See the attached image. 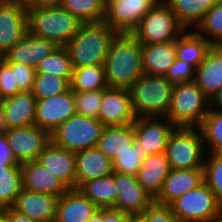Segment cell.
Listing matches in <instances>:
<instances>
[{
    "label": "cell",
    "instance_id": "obj_1",
    "mask_svg": "<svg viewBox=\"0 0 222 222\" xmlns=\"http://www.w3.org/2000/svg\"><path fill=\"white\" fill-rule=\"evenodd\" d=\"M108 86L129 88L144 73L142 44L131 33H118L104 62Z\"/></svg>",
    "mask_w": 222,
    "mask_h": 222
},
{
    "label": "cell",
    "instance_id": "obj_2",
    "mask_svg": "<svg viewBox=\"0 0 222 222\" xmlns=\"http://www.w3.org/2000/svg\"><path fill=\"white\" fill-rule=\"evenodd\" d=\"M117 34L105 21L82 23L77 34L64 46L69 52L73 69L91 65L104 66Z\"/></svg>",
    "mask_w": 222,
    "mask_h": 222
},
{
    "label": "cell",
    "instance_id": "obj_3",
    "mask_svg": "<svg viewBox=\"0 0 222 222\" xmlns=\"http://www.w3.org/2000/svg\"><path fill=\"white\" fill-rule=\"evenodd\" d=\"M81 22L62 7H27L28 33L64 47L78 32Z\"/></svg>",
    "mask_w": 222,
    "mask_h": 222
},
{
    "label": "cell",
    "instance_id": "obj_4",
    "mask_svg": "<svg viewBox=\"0 0 222 222\" xmlns=\"http://www.w3.org/2000/svg\"><path fill=\"white\" fill-rule=\"evenodd\" d=\"M174 84L164 76L143 74L129 88L132 108L138 117H166Z\"/></svg>",
    "mask_w": 222,
    "mask_h": 222
},
{
    "label": "cell",
    "instance_id": "obj_5",
    "mask_svg": "<svg viewBox=\"0 0 222 222\" xmlns=\"http://www.w3.org/2000/svg\"><path fill=\"white\" fill-rule=\"evenodd\" d=\"M206 105L210 100L194 81L174 84L166 118L175 127H198L210 109Z\"/></svg>",
    "mask_w": 222,
    "mask_h": 222
},
{
    "label": "cell",
    "instance_id": "obj_6",
    "mask_svg": "<svg viewBox=\"0 0 222 222\" xmlns=\"http://www.w3.org/2000/svg\"><path fill=\"white\" fill-rule=\"evenodd\" d=\"M204 150L198 127H175L168 137L165 154L171 169L204 168Z\"/></svg>",
    "mask_w": 222,
    "mask_h": 222
},
{
    "label": "cell",
    "instance_id": "obj_7",
    "mask_svg": "<svg viewBox=\"0 0 222 222\" xmlns=\"http://www.w3.org/2000/svg\"><path fill=\"white\" fill-rule=\"evenodd\" d=\"M186 29L168 5L159 0L131 33L142 45L175 41Z\"/></svg>",
    "mask_w": 222,
    "mask_h": 222
},
{
    "label": "cell",
    "instance_id": "obj_8",
    "mask_svg": "<svg viewBox=\"0 0 222 222\" xmlns=\"http://www.w3.org/2000/svg\"><path fill=\"white\" fill-rule=\"evenodd\" d=\"M180 222H213L222 218V203L204 181L170 205Z\"/></svg>",
    "mask_w": 222,
    "mask_h": 222
},
{
    "label": "cell",
    "instance_id": "obj_9",
    "mask_svg": "<svg viewBox=\"0 0 222 222\" xmlns=\"http://www.w3.org/2000/svg\"><path fill=\"white\" fill-rule=\"evenodd\" d=\"M104 127L98 119L74 114L50 134L51 142L72 152L97 147Z\"/></svg>",
    "mask_w": 222,
    "mask_h": 222
},
{
    "label": "cell",
    "instance_id": "obj_10",
    "mask_svg": "<svg viewBox=\"0 0 222 222\" xmlns=\"http://www.w3.org/2000/svg\"><path fill=\"white\" fill-rule=\"evenodd\" d=\"M5 137L14 159L21 164L37 160L39 154L50 143V134L36 125L5 130Z\"/></svg>",
    "mask_w": 222,
    "mask_h": 222
},
{
    "label": "cell",
    "instance_id": "obj_11",
    "mask_svg": "<svg viewBox=\"0 0 222 222\" xmlns=\"http://www.w3.org/2000/svg\"><path fill=\"white\" fill-rule=\"evenodd\" d=\"M159 0H109L105 22L117 33H132Z\"/></svg>",
    "mask_w": 222,
    "mask_h": 222
},
{
    "label": "cell",
    "instance_id": "obj_12",
    "mask_svg": "<svg viewBox=\"0 0 222 222\" xmlns=\"http://www.w3.org/2000/svg\"><path fill=\"white\" fill-rule=\"evenodd\" d=\"M74 114H76L75 98L74 92L70 89L65 93L37 100L35 125L51 134Z\"/></svg>",
    "mask_w": 222,
    "mask_h": 222
},
{
    "label": "cell",
    "instance_id": "obj_13",
    "mask_svg": "<svg viewBox=\"0 0 222 222\" xmlns=\"http://www.w3.org/2000/svg\"><path fill=\"white\" fill-rule=\"evenodd\" d=\"M133 125L135 144L146 155L165 153L168 137L175 128L166 117H138Z\"/></svg>",
    "mask_w": 222,
    "mask_h": 222
},
{
    "label": "cell",
    "instance_id": "obj_14",
    "mask_svg": "<svg viewBox=\"0 0 222 222\" xmlns=\"http://www.w3.org/2000/svg\"><path fill=\"white\" fill-rule=\"evenodd\" d=\"M27 33V6L14 0L0 2V56Z\"/></svg>",
    "mask_w": 222,
    "mask_h": 222
},
{
    "label": "cell",
    "instance_id": "obj_15",
    "mask_svg": "<svg viewBox=\"0 0 222 222\" xmlns=\"http://www.w3.org/2000/svg\"><path fill=\"white\" fill-rule=\"evenodd\" d=\"M136 119L127 88L108 86L103 89L98 120L104 126L127 125Z\"/></svg>",
    "mask_w": 222,
    "mask_h": 222
},
{
    "label": "cell",
    "instance_id": "obj_16",
    "mask_svg": "<svg viewBox=\"0 0 222 222\" xmlns=\"http://www.w3.org/2000/svg\"><path fill=\"white\" fill-rule=\"evenodd\" d=\"M117 198L112 208L133 215L142 214L154 199L138 183L137 177L114 172Z\"/></svg>",
    "mask_w": 222,
    "mask_h": 222
},
{
    "label": "cell",
    "instance_id": "obj_17",
    "mask_svg": "<svg viewBox=\"0 0 222 222\" xmlns=\"http://www.w3.org/2000/svg\"><path fill=\"white\" fill-rule=\"evenodd\" d=\"M59 197L23 189L17 195L13 209L37 222H55Z\"/></svg>",
    "mask_w": 222,
    "mask_h": 222
},
{
    "label": "cell",
    "instance_id": "obj_18",
    "mask_svg": "<svg viewBox=\"0 0 222 222\" xmlns=\"http://www.w3.org/2000/svg\"><path fill=\"white\" fill-rule=\"evenodd\" d=\"M204 182V168L171 169L154 202L170 206L186 192Z\"/></svg>",
    "mask_w": 222,
    "mask_h": 222
},
{
    "label": "cell",
    "instance_id": "obj_19",
    "mask_svg": "<svg viewBox=\"0 0 222 222\" xmlns=\"http://www.w3.org/2000/svg\"><path fill=\"white\" fill-rule=\"evenodd\" d=\"M22 188L62 196L69 188L46 169L38 160L27 161L20 164Z\"/></svg>",
    "mask_w": 222,
    "mask_h": 222
},
{
    "label": "cell",
    "instance_id": "obj_20",
    "mask_svg": "<svg viewBox=\"0 0 222 222\" xmlns=\"http://www.w3.org/2000/svg\"><path fill=\"white\" fill-rule=\"evenodd\" d=\"M57 48L58 46L53 41L27 33L2 58L7 62L24 64L35 69L45 57Z\"/></svg>",
    "mask_w": 222,
    "mask_h": 222
},
{
    "label": "cell",
    "instance_id": "obj_21",
    "mask_svg": "<svg viewBox=\"0 0 222 222\" xmlns=\"http://www.w3.org/2000/svg\"><path fill=\"white\" fill-rule=\"evenodd\" d=\"M37 160L69 189H76L75 152L58 147L50 141Z\"/></svg>",
    "mask_w": 222,
    "mask_h": 222
},
{
    "label": "cell",
    "instance_id": "obj_22",
    "mask_svg": "<svg viewBox=\"0 0 222 222\" xmlns=\"http://www.w3.org/2000/svg\"><path fill=\"white\" fill-rule=\"evenodd\" d=\"M37 99L32 92H20L3 99V125L5 130L35 125Z\"/></svg>",
    "mask_w": 222,
    "mask_h": 222
},
{
    "label": "cell",
    "instance_id": "obj_23",
    "mask_svg": "<svg viewBox=\"0 0 222 222\" xmlns=\"http://www.w3.org/2000/svg\"><path fill=\"white\" fill-rule=\"evenodd\" d=\"M76 157V189L89 180L111 175L113 161L105 156L97 147L75 152Z\"/></svg>",
    "mask_w": 222,
    "mask_h": 222
},
{
    "label": "cell",
    "instance_id": "obj_24",
    "mask_svg": "<svg viewBox=\"0 0 222 222\" xmlns=\"http://www.w3.org/2000/svg\"><path fill=\"white\" fill-rule=\"evenodd\" d=\"M194 82L209 98L222 88V45H212L195 70Z\"/></svg>",
    "mask_w": 222,
    "mask_h": 222
},
{
    "label": "cell",
    "instance_id": "obj_25",
    "mask_svg": "<svg viewBox=\"0 0 222 222\" xmlns=\"http://www.w3.org/2000/svg\"><path fill=\"white\" fill-rule=\"evenodd\" d=\"M171 171L165 153L147 155L137 172L139 185L155 199Z\"/></svg>",
    "mask_w": 222,
    "mask_h": 222
},
{
    "label": "cell",
    "instance_id": "obj_26",
    "mask_svg": "<svg viewBox=\"0 0 222 222\" xmlns=\"http://www.w3.org/2000/svg\"><path fill=\"white\" fill-rule=\"evenodd\" d=\"M99 209L78 189H69L59 197L55 222H87Z\"/></svg>",
    "mask_w": 222,
    "mask_h": 222
},
{
    "label": "cell",
    "instance_id": "obj_27",
    "mask_svg": "<svg viewBox=\"0 0 222 222\" xmlns=\"http://www.w3.org/2000/svg\"><path fill=\"white\" fill-rule=\"evenodd\" d=\"M134 143L135 130L133 123L122 126H105L97 148L113 161L118 154L129 150Z\"/></svg>",
    "mask_w": 222,
    "mask_h": 222
},
{
    "label": "cell",
    "instance_id": "obj_28",
    "mask_svg": "<svg viewBox=\"0 0 222 222\" xmlns=\"http://www.w3.org/2000/svg\"><path fill=\"white\" fill-rule=\"evenodd\" d=\"M176 58L174 41L142 45V66L144 74L165 76Z\"/></svg>",
    "mask_w": 222,
    "mask_h": 222
},
{
    "label": "cell",
    "instance_id": "obj_29",
    "mask_svg": "<svg viewBox=\"0 0 222 222\" xmlns=\"http://www.w3.org/2000/svg\"><path fill=\"white\" fill-rule=\"evenodd\" d=\"M176 57L195 70L203 62L208 50L212 46L204 37L196 31L186 32V30L174 41Z\"/></svg>",
    "mask_w": 222,
    "mask_h": 222
},
{
    "label": "cell",
    "instance_id": "obj_30",
    "mask_svg": "<svg viewBox=\"0 0 222 222\" xmlns=\"http://www.w3.org/2000/svg\"><path fill=\"white\" fill-rule=\"evenodd\" d=\"M186 29L197 26L205 13L219 0H163Z\"/></svg>",
    "mask_w": 222,
    "mask_h": 222
},
{
    "label": "cell",
    "instance_id": "obj_31",
    "mask_svg": "<svg viewBox=\"0 0 222 222\" xmlns=\"http://www.w3.org/2000/svg\"><path fill=\"white\" fill-rule=\"evenodd\" d=\"M98 208H112L117 198L114 172L111 175L83 182L77 188Z\"/></svg>",
    "mask_w": 222,
    "mask_h": 222
},
{
    "label": "cell",
    "instance_id": "obj_32",
    "mask_svg": "<svg viewBox=\"0 0 222 222\" xmlns=\"http://www.w3.org/2000/svg\"><path fill=\"white\" fill-rule=\"evenodd\" d=\"M73 92H89L103 90L108 87L104 66L91 65L73 69L71 79Z\"/></svg>",
    "mask_w": 222,
    "mask_h": 222
},
{
    "label": "cell",
    "instance_id": "obj_33",
    "mask_svg": "<svg viewBox=\"0 0 222 222\" xmlns=\"http://www.w3.org/2000/svg\"><path fill=\"white\" fill-rule=\"evenodd\" d=\"M105 0H63L61 7L83 23L100 22L106 16Z\"/></svg>",
    "mask_w": 222,
    "mask_h": 222
},
{
    "label": "cell",
    "instance_id": "obj_34",
    "mask_svg": "<svg viewBox=\"0 0 222 222\" xmlns=\"http://www.w3.org/2000/svg\"><path fill=\"white\" fill-rule=\"evenodd\" d=\"M22 190L20 165L0 166V208L11 207Z\"/></svg>",
    "mask_w": 222,
    "mask_h": 222
},
{
    "label": "cell",
    "instance_id": "obj_35",
    "mask_svg": "<svg viewBox=\"0 0 222 222\" xmlns=\"http://www.w3.org/2000/svg\"><path fill=\"white\" fill-rule=\"evenodd\" d=\"M72 73V63L65 47H58L35 68V74H47L65 79H72Z\"/></svg>",
    "mask_w": 222,
    "mask_h": 222
},
{
    "label": "cell",
    "instance_id": "obj_36",
    "mask_svg": "<svg viewBox=\"0 0 222 222\" xmlns=\"http://www.w3.org/2000/svg\"><path fill=\"white\" fill-rule=\"evenodd\" d=\"M198 128L204 148L207 149L209 145V153H222V112L210 108Z\"/></svg>",
    "mask_w": 222,
    "mask_h": 222
},
{
    "label": "cell",
    "instance_id": "obj_37",
    "mask_svg": "<svg viewBox=\"0 0 222 222\" xmlns=\"http://www.w3.org/2000/svg\"><path fill=\"white\" fill-rule=\"evenodd\" d=\"M196 28L195 31L211 45H222V0H219L205 13Z\"/></svg>",
    "mask_w": 222,
    "mask_h": 222
},
{
    "label": "cell",
    "instance_id": "obj_38",
    "mask_svg": "<svg viewBox=\"0 0 222 222\" xmlns=\"http://www.w3.org/2000/svg\"><path fill=\"white\" fill-rule=\"evenodd\" d=\"M71 79L47 75L35 74L33 96L37 99H46L65 93L71 89Z\"/></svg>",
    "mask_w": 222,
    "mask_h": 222
},
{
    "label": "cell",
    "instance_id": "obj_39",
    "mask_svg": "<svg viewBox=\"0 0 222 222\" xmlns=\"http://www.w3.org/2000/svg\"><path fill=\"white\" fill-rule=\"evenodd\" d=\"M146 156L147 155L140 146L134 143L129 150L118 154V156L113 160V170L114 172L136 176L138 169Z\"/></svg>",
    "mask_w": 222,
    "mask_h": 222
},
{
    "label": "cell",
    "instance_id": "obj_40",
    "mask_svg": "<svg viewBox=\"0 0 222 222\" xmlns=\"http://www.w3.org/2000/svg\"><path fill=\"white\" fill-rule=\"evenodd\" d=\"M209 155L204 161V181L222 203V153Z\"/></svg>",
    "mask_w": 222,
    "mask_h": 222
},
{
    "label": "cell",
    "instance_id": "obj_41",
    "mask_svg": "<svg viewBox=\"0 0 222 222\" xmlns=\"http://www.w3.org/2000/svg\"><path fill=\"white\" fill-rule=\"evenodd\" d=\"M103 90L74 92L76 114L98 119Z\"/></svg>",
    "mask_w": 222,
    "mask_h": 222
},
{
    "label": "cell",
    "instance_id": "obj_42",
    "mask_svg": "<svg viewBox=\"0 0 222 222\" xmlns=\"http://www.w3.org/2000/svg\"><path fill=\"white\" fill-rule=\"evenodd\" d=\"M14 73L15 84L20 92H32L34 86L35 69L15 62H8Z\"/></svg>",
    "mask_w": 222,
    "mask_h": 222
},
{
    "label": "cell",
    "instance_id": "obj_43",
    "mask_svg": "<svg viewBox=\"0 0 222 222\" xmlns=\"http://www.w3.org/2000/svg\"><path fill=\"white\" fill-rule=\"evenodd\" d=\"M164 77L172 84L192 82L195 78V69L188 63L176 58Z\"/></svg>",
    "mask_w": 222,
    "mask_h": 222
},
{
    "label": "cell",
    "instance_id": "obj_44",
    "mask_svg": "<svg viewBox=\"0 0 222 222\" xmlns=\"http://www.w3.org/2000/svg\"><path fill=\"white\" fill-rule=\"evenodd\" d=\"M20 93L15 84L14 73L10 64L3 58L0 59V99H6Z\"/></svg>",
    "mask_w": 222,
    "mask_h": 222
},
{
    "label": "cell",
    "instance_id": "obj_45",
    "mask_svg": "<svg viewBox=\"0 0 222 222\" xmlns=\"http://www.w3.org/2000/svg\"><path fill=\"white\" fill-rule=\"evenodd\" d=\"M144 222H180L173 214L170 206L153 202L139 215Z\"/></svg>",
    "mask_w": 222,
    "mask_h": 222
},
{
    "label": "cell",
    "instance_id": "obj_46",
    "mask_svg": "<svg viewBox=\"0 0 222 222\" xmlns=\"http://www.w3.org/2000/svg\"><path fill=\"white\" fill-rule=\"evenodd\" d=\"M134 216L115 208H103V222H130Z\"/></svg>",
    "mask_w": 222,
    "mask_h": 222
},
{
    "label": "cell",
    "instance_id": "obj_47",
    "mask_svg": "<svg viewBox=\"0 0 222 222\" xmlns=\"http://www.w3.org/2000/svg\"><path fill=\"white\" fill-rule=\"evenodd\" d=\"M1 165H20L15 161L4 133H0V166Z\"/></svg>",
    "mask_w": 222,
    "mask_h": 222
},
{
    "label": "cell",
    "instance_id": "obj_48",
    "mask_svg": "<svg viewBox=\"0 0 222 222\" xmlns=\"http://www.w3.org/2000/svg\"><path fill=\"white\" fill-rule=\"evenodd\" d=\"M7 218L9 222H37L13 209L12 207H6Z\"/></svg>",
    "mask_w": 222,
    "mask_h": 222
},
{
    "label": "cell",
    "instance_id": "obj_49",
    "mask_svg": "<svg viewBox=\"0 0 222 222\" xmlns=\"http://www.w3.org/2000/svg\"><path fill=\"white\" fill-rule=\"evenodd\" d=\"M63 0H33L27 7L53 8L61 7Z\"/></svg>",
    "mask_w": 222,
    "mask_h": 222
},
{
    "label": "cell",
    "instance_id": "obj_50",
    "mask_svg": "<svg viewBox=\"0 0 222 222\" xmlns=\"http://www.w3.org/2000/svg\"><path fill=\"white\" fill-rule=\"evenodd\" d=\"M212 105L217 106V107H213ZM209 107H211V109L215 108L214 110L222 112V88L218 90L215 93V95L210 99Z\"/></svg>",
    "mask_w": 222,
    "mask_h": 222
},
{
    "label": "cell",
    "instance_id": "obj_51",
    "mask_svg": "<svg viewBox=\"0 0 222 222\" xmlns=\"http://www.w3.org/2000/svg\"><path fill=\"white\" fill-rule=\"evenodd\" d=\"M87 222H103V208L96 211Z\"/></svg>",
    "mask_w": 222,
    "mask_h": 222
},
{
    "label": "cell",
    "instance_id": "obj_52",
    "mask_svg": "<svg viewBox=\"0 0 222 222\" xmlns=\"http://www.w3.org/2000/svg\"><path fill=\"white\" fill-rule=\"evenodd\" d=\"M5 131L4 125H3V108H2V99H0V133H3Z\"/></svg>",
    "mask_w": 222,
    "mask_h": 222
},
{
    "label": "cell",
    "instance_id": "obj_53",
    "mask_svg": "<svg viewBox=\"0 0 222 222\" xmlns=\"http://www.w3.org/2000/svg\"><path fill=\"white\" fill-rule=\"evenodd\" d=\"M0 222H9L7 218L6 208H0Z\"/></svg>",
    "mask_w": 222,
    "mask_h": 222
},
{
    "label": "cell",
    "instance_id": "obj_54",
    "mask_svg": "<svg viewBox=\"0 0 222 222\" xmlns=\"http://www.w3.org/2000/svg\"><path fill=\"white\" fill-rule=\"evenodd\" d=\"M130 222H144L139 215H135Z\"/></svg>",
    "mask_w": 222,
    "mask_h": 222
},
{
    "label": "cell",
    "instance_id": "obj_55",
    "mask_svg": "<svg viewBox=\"0 0 222 222\" xmlns=\"http://www.w3.org/2000/svg\"><path fill=\"white\" fill-rule=\"evenodd\" d=\"M14 1H17L18 3L28 6L33 0H14Z\"/></svg>",
    "mask_w": 222,
    "mask_h": 222
},
{
    "label": "cell",
    "instance_id": "obj_56",
    "mask_svg": "<svg viewBox=\"0 0 222 222\" xmlns=\"http://www.w3.org/2000/svg\"><path fill=\"white\" fill-rule=\"evenodd\" d=\"M213 222H222V218L219 219V220L213 221Z\"/></svg>",
    "mask_w": 222,
    "mask_h": 222
},
{
    "label": "cell",
    "instance_id": "obj_57",
    "mask_svg": "<svg viewBox=\"0 0 222 222\" xmlns=\"http://www.w3.org/2000/svg\"><path fill=\"white\" fill-rule=\"evenodd\" d=\"M3 1H13V0H0V2H3Z\"/></svg>",
    "mask_w": 222,
    "mask_h": 222
}]
</instances>
